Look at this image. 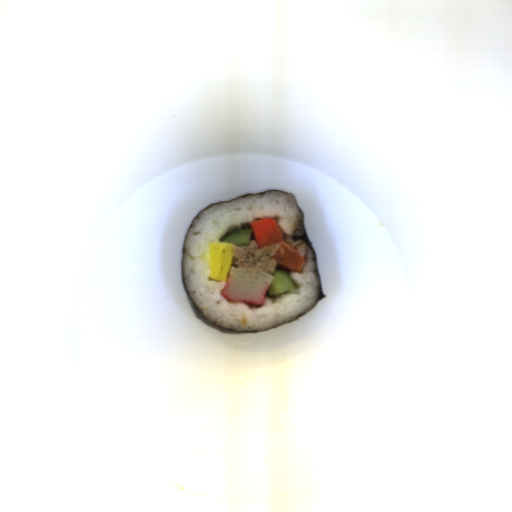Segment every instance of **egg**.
Segmentation results:
<instances>
[{
    "label": "egg",
    "mask_w": 512,
    "mask_h": 512,
    "mask_svg": "<svg viewBox=\"0 0 512 512\" xmlns=\"http://www.w3.org/2000/svg\"><path fill=\"white\" fill-rule=\"evenodd\" d=\"M208 260L210 266L209 279L228 282L233 260V245L224 242H210Z\"/></svg>",
    "instance_id": "d2b9013d"
}]
</instances>
